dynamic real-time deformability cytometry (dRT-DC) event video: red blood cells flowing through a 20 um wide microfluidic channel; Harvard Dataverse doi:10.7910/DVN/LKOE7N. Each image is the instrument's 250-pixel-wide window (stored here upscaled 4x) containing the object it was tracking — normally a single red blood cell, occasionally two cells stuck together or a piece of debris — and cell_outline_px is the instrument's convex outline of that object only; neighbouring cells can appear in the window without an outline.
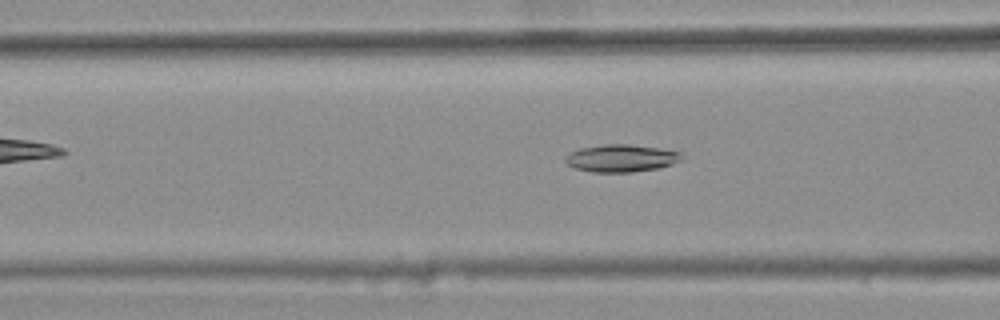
{"species": "common noctule bat (a hibernating species)", "species_latin": "Nyctalus noctula", "temperature_condition": "warm", "stored_images_in_passage": 18, "camera_frame_rate_fps": 3000, "um_per_image_px": 0.085, "animal": {"sex": "female", "body_mass_g": 25.1}, "frame": {"image": 1, "passage_image": 8, "time_ms": 2.333, "image_size_px": [1000, 320], "cell_outline_px": [[684, 160], [660, 168], [632, 172], [592, 172], [576, 168], [568, 164], [564, 160], [572, 152], [580, 148], [604, 144], [628, 144], [656, 148], [680, 152]], "centroid_in_image_um": [52.84, 13.45], "position_along_channel_um": 113.8, "area_um2": 18.44}}
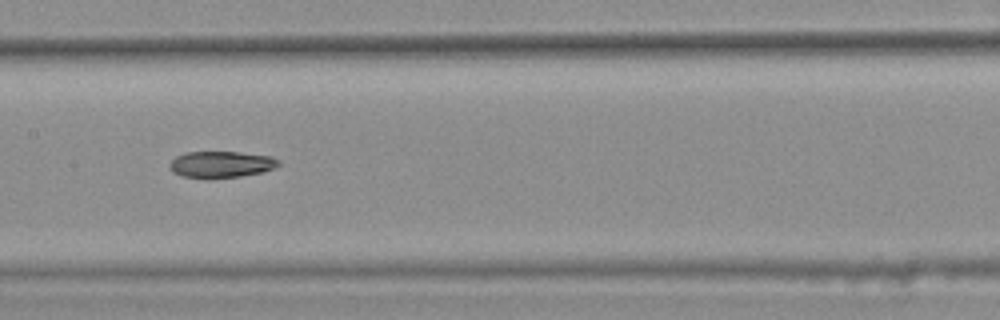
{"frame": {"image": 2, "passage_image": 14, "time_ms": 4.333, "image_size_px": [1000, 320], "cell_outline_px": [[280, 164], [264, 172], [240, 176], [184, 176], [172, 172], [168, 164], [176, 156], [184, 152], [240, 152], [272, 156], [280, 160]], "centroid_in_image_um": [18.82, 13.93], "position_along_channel_um": 188.6, "area_um2": 16.36}}
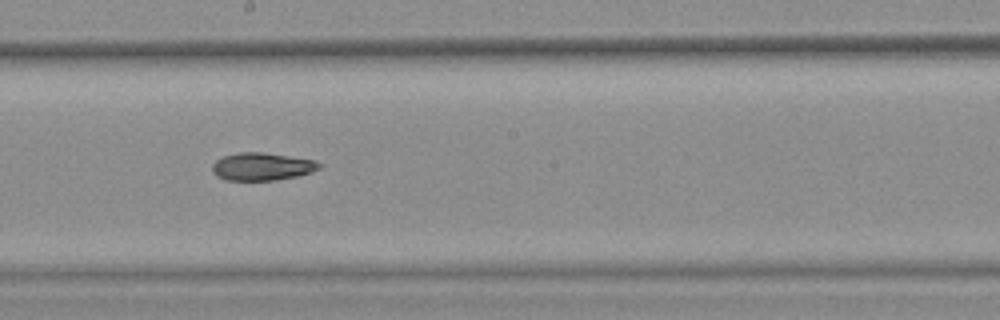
{"frame": {"image": 3, "passage_image": 17, "time_ms": 5.333, "image_size_px": [1000, 320], "cell_outline_px": [[324, 164], [320, 168], [312, 172], [296, 176], [276, 180], [224, 180], [216, 176], [212, 172], [212, 164], [216, 160], [224, 156], [240, 152], [264, 152], [316, 160]], "centroid_in_image_um": [22.29, 14.15], "position_along_channel_um": 225.9, "area_um2": 17.46}}